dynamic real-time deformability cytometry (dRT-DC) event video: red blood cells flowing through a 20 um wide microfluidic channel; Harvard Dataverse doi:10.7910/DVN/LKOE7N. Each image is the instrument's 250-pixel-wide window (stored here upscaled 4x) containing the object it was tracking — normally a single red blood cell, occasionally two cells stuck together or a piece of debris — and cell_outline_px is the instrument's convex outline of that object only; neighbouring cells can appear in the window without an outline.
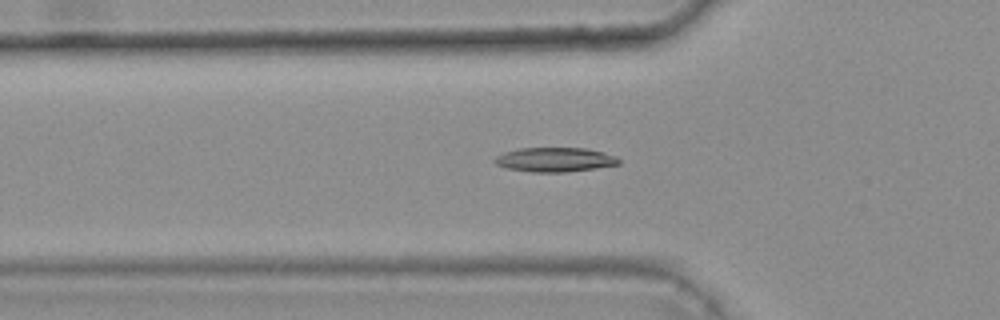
{"species": "common noctule bat (a hibernating species)", "species_latin": "Nyctalus noctula", "temperature_condition": "warm", "stored_images_in_passage": 34, "camera_frame_rate_fps": 3000, "um_per_image_px": 0.085, "animal": {"sex": "female", "body_mass_g": 25.1}, "frame": {"image": 1, "passage_image": 5, "time_ms": 1.333, "image_size_px": [1000, 320], "cell_outline_px": [[620, 164], [596, 168], [564, 172], [532, 172], [504, 168], [496, 164], [492, 160], [496, 156], [504, 152], [520, 148], [588, 148], [604, 152], [616, 156], [620, 160]], "centroid_in_image_um": [47.15, 13.57], "position_along_channel_um": 78.6, "area_um2": 17.74}}
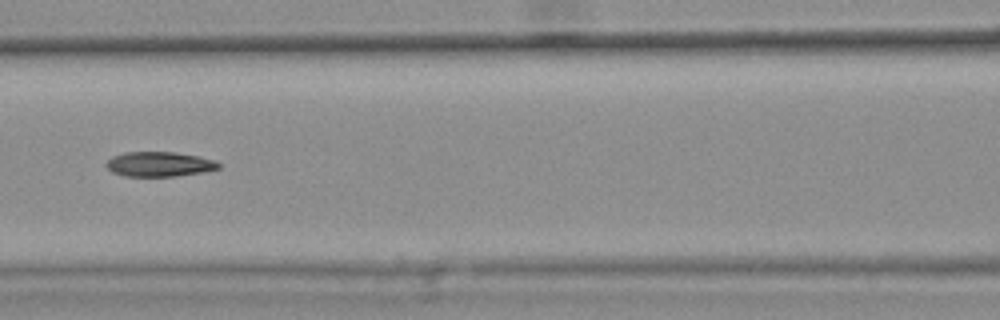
{"frame": {"image": 2, "passage_image": 11, "time_ms": 3.333, "image_size_px": [1000, 320], "cell_outline_px": [[220, 168], [200, 172], [176, 176], [124, 176], [112, 172], [104, 164], [112, 156], [124, 152], [172, 152], [200, 156], [216, 160], [220, 164]], "centroid_in_image_um": [13.52, 13.95], "position_along_channel_um": 153.1, "area_um2": 16.24}}
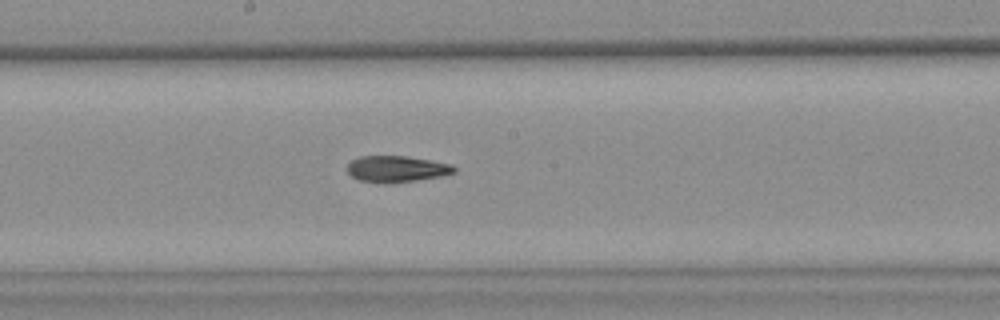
{"frame": {"image": 3, "passage_image": 16, "time_ms": 5.0, "image_size_px": [1000, 320], "cell_outline_px": [[456, 172], [440, 176], [416, 180], [388, 184], [376, 184], [360, 180], [352, 176], [348, 172], [348, 164], [352, 160], [360, 156], [404, 156], [432, 160], [452, 164], [456, 168]], "centroid_in_image_um": [33.71, 14.37], "position_along_channel_um": 214.5, "area_um2": 16.53}, "authors_computed_cell_mechanics": {"area_um2": 16.473, "velocity_mm_per_s": 3.6994, "shape_relaxation_time_tau1_ms": null, "shape_relaxation_time_tau2_ms": 6.0199, "deformation_change_tau1": null, "deformation_change_tau2": 0.1635}}